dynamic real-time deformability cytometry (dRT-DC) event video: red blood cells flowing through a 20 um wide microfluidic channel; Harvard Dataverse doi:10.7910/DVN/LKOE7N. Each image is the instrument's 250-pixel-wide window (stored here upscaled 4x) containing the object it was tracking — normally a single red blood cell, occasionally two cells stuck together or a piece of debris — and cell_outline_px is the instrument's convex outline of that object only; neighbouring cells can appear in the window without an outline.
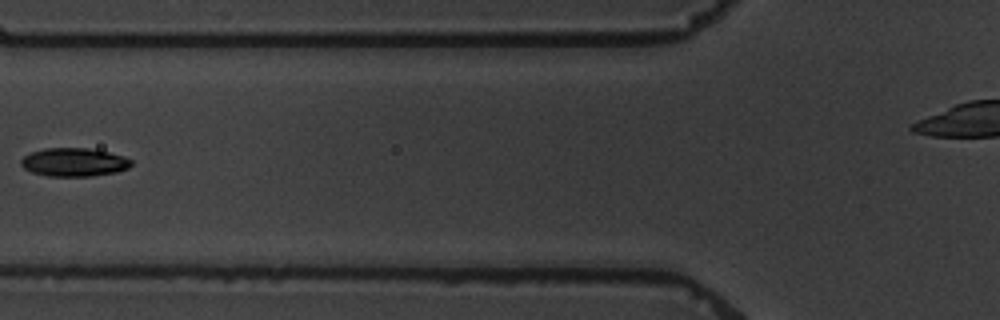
{"species": "common noctule bat (a hibernating species)", "species_latin": "Nyctalus noctula", "temperature_condition": "warm", "stored_images_in_passage": 6, "camera_frame_rate_fps": 3000, "um_per_image_px": 0.085, "animal": {"sex": "male", "body_mass_g": 19.5, "forearm_length_mm": 54.6}, "frame": {"image": 1, "passage_image": 6, "time_ms": 6.0, "image_size_px": [1000, 320], "cell_outline_px": [[132, 164], [128, 168], [116, 172], [92, 176], [48, 176], [32, 172], [24, 168], [20, 164], [20, 160], [24, 156], [32, 152], [44, 148], [88, 148], [108, 152], [124, 156], [132, 160]], "centroid_in_image_um": [6.29, 13.78], "position_along_channel_um": 119.5, "area_um2": 18.26}}